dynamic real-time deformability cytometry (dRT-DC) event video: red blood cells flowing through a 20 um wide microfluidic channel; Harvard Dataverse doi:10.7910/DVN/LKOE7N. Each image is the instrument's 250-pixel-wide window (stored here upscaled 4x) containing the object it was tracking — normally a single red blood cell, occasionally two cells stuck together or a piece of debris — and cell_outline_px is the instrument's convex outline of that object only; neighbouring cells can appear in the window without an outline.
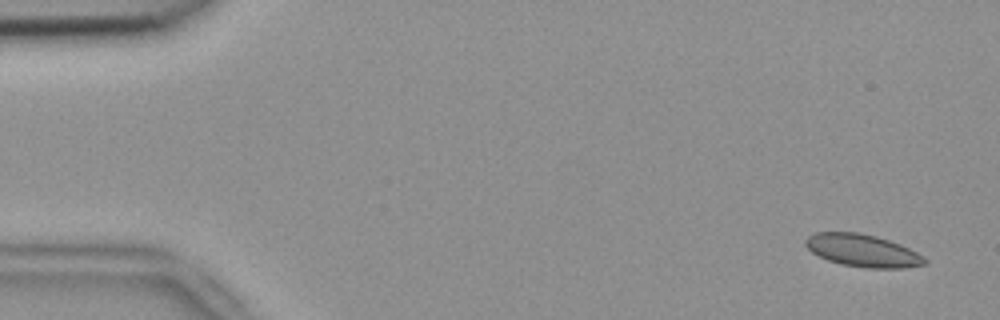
{"species": "common noctule bat (a hibernating species)", "species_latin": "Nyctalus noctula", "temperature_condition": "room temperature", "stored_images_in_passage": 54, "camera_frame_rate_fps": 3000, "um_per_image_px": 0.085, "animal": {"sex": "female", "body_mass_g": 18.4}, "frame": {"image": 1, "passage_image": 3, "time_ms": 0.667, "image_size_px": [1000, 320], "cell_outline_px": [[928, 260], [924, 264], [904, 268], [864, 268], [840, 264], [828, 260], [812, 252], [804, 244], [804, 240], [808, 236], [816, 232], [860, 232], [876, 236], [900, 244], [924, 256]], "centroid_in_image_um": [73.31, 21.29], "position_along_channel_um": 11.7, "area_um2": 22.6}}
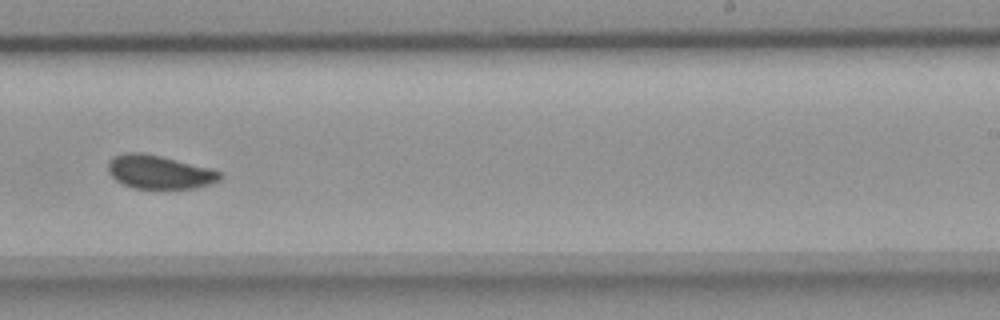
{"frame": {"image": 2, "passage_image": 34, "time_ms": 11.0, "image_size_px": [1000, 320], "cell_outline_px": [[224, 176], [220, 180], [212, 184], [196, 188], [132, 188], [116, 180], [108, 172], [108, 160], [112, 156], [124, 152], [140, 152], [160, 156], [212, 168], [220, 172]], "centroid_in_image_um": [13.55, 14.61], "position_along_channel_um": 275.4, "area_um2": 22.08}}
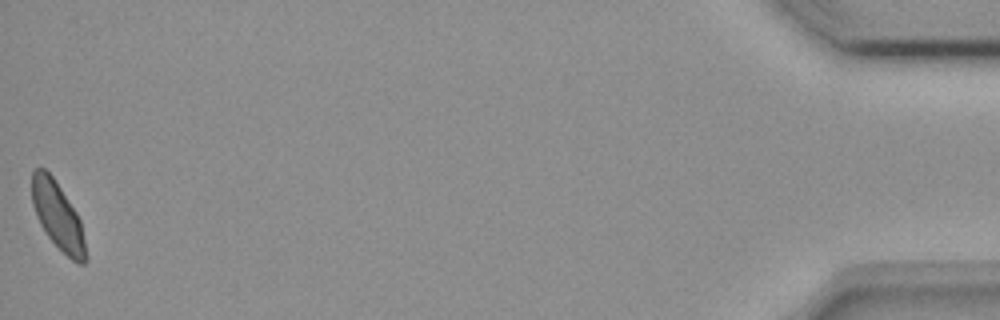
{"frame": {"image": 3, "passage_image": 54, "time_ms": 17.667, "image_size_px": [1000, 320], "cell_outline_px": [[88, 260], [84, 264], [76, 264], [48, 236], [40, 224], [36, 216], [32, 204], [32, 172], [36, 168], [44, 168], [52, 176], [76, 212], [80, 220]], "centroid_in_image_um": [4.91, 18.37], "position_along_channel_um": 430.3, "area_um2": 20.81}, "authors_computed_cell_mechanics": {"area_um2": 22.253, "velocity_mm_per_s": 3.7613, "shape_relaxation_time_tau1_ms": null, "shape_relaxation_time_tau2_ms": 0.8079, "deformation_change_tau1": null, "deformation_change_tau2": 0.0452}}